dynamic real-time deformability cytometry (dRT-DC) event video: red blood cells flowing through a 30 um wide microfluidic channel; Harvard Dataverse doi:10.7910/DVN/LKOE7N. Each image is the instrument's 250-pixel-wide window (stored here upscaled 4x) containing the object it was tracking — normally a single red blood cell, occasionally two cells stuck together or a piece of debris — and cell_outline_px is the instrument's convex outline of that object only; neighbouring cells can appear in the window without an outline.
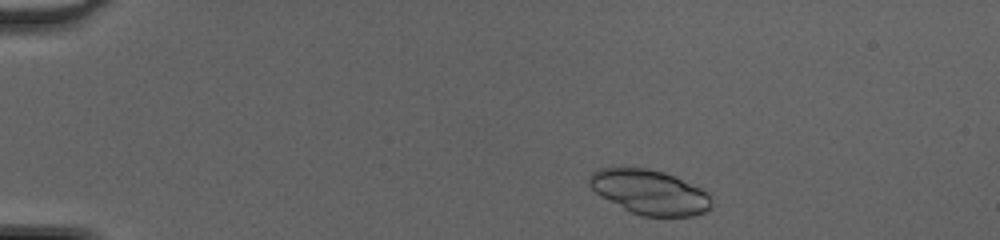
{"species": "common noctule bat (a hibernating species)", "species_latin": "Nyctalus noctula", "temperature_condition": "cold", "stored_images_in_passage": 42, "camera_frame_rate_fps": 3000, "um_per_image_px": 0.085, "animal": {"sex": "female", "body_mass_g": 20.0, "forearm_length_mm": 54.0}, "frame": {"image": 1, "passage_image": 3, "time_ms": 0.667, "image_size_px": [1000, 240], "cell_outline_px": [[712, 208], [704, 212], [692, 216], [640, 216], [624, 208], [596, 192], [588, 184], [588, 176], [592, 172], [600, 168], [644, 168], [664, 172], [700, 188], [708, 192], [712, 200]], "centroid_in_image_um": [55.24, 16.33], "position_along_channel_um": 29.8, "area_um2": 31.39}}